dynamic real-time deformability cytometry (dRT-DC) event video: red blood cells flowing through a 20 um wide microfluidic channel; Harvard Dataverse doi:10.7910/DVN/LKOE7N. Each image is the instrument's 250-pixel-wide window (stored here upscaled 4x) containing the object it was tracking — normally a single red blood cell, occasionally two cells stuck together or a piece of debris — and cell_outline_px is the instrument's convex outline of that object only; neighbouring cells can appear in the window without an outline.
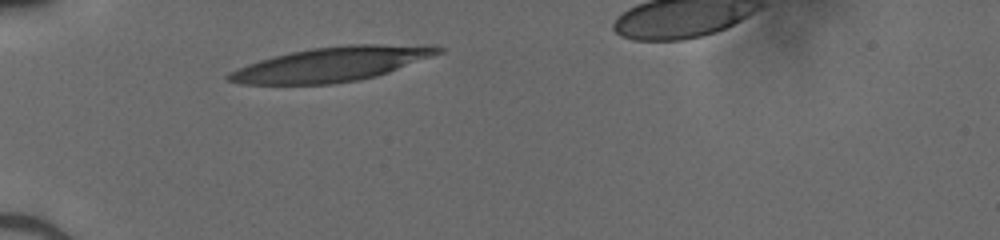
{"species": "human", "species_latin": "Homo sapiens", "temperature_condition": "cold", "stored_images_in_passage": 28, "camera_frame_rate_fps": 3000, "um_per_image_px": 0.085, "donor": {"sex": "male"}, "frame": {"image": 1, "passage_image": 1, "time_ms": 0.0, "image_size_px": [1000, 240], "cell_outline_px": [[444, 52], [388, 72], [376, 76], [360, 80], [332, 84], [240, 84], [228, 80], [224, 76], [228, 72], [236, 68], [272, 56], [312, 48], [348, 44], [436, 44], [444, 48]], "centroid_in_image_um": [28.24, 5.44], "position_along_channel_um": 56.8, "area_um2": 42.37}}
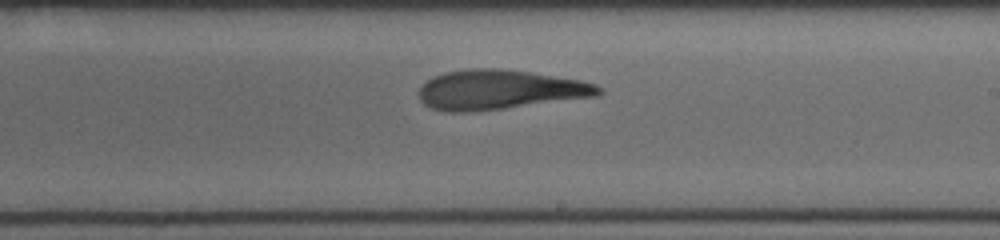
{"frame": {"image": 2, "passage_image": 16, "time_ms": 5.0, "image_size_px": [1000, 240], "cell_outline_px": [[604, 92], [596, 96], [468, 112], [448, 112], [432, 108], [424, 104], [420, 100], [416, 92], [432, 76], [444, 72], [472, 68], [500, 68], [528, 72], [580, 80], [596, 84], [604, 88]], "centroid_in_image_um": [42.42, 7.61], "position_along_channel_um": 246.6, "area_um2": 41.15}}
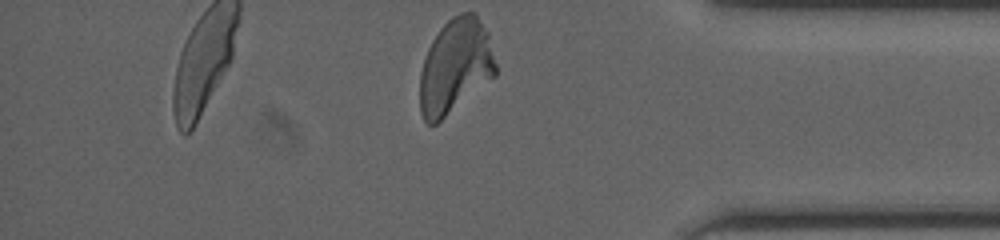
{"frame": {"image": 3, "passage_image": 28, "time_ms": 9.0, "image_size_px": [1000, 240], "cell_outline_px": [[496, 76], [436, 124], [428, 124], [424, 120], [420, 112], [420, 72], [428, 48], [432, 40], [440, 28], [452, 16], [460, 12], [476, 12], [488, 32], [496, 64]], "centroid_in_image_um": [38.71, 5.62], "position_along_channel_um": 396.5, "area_um2": 41.91}}